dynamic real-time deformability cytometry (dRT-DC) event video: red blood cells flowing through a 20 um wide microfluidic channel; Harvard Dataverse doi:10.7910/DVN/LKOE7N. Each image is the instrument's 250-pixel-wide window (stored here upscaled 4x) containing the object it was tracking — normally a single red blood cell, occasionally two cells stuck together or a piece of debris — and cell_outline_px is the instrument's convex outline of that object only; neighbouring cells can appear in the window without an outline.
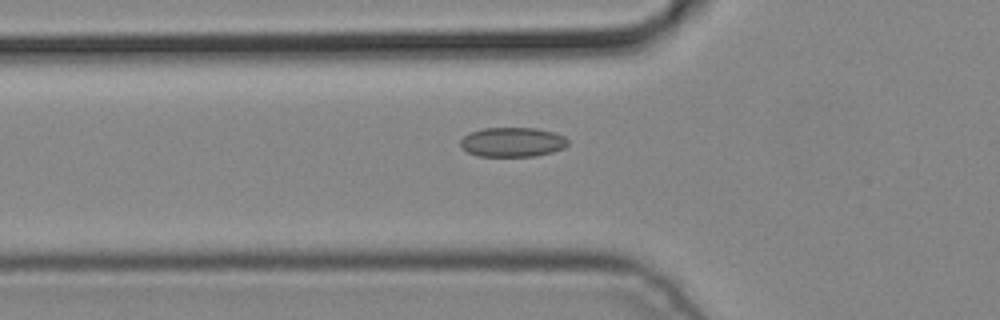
{"species": "common noctule bat (a hibernating species)", "species_latin": "Nyctalus noctula", "temperature_condition": "cold", "stored_images_in_passage": 5, "camera_frame_rate_fps": 3000, "um_per_image_px": 0.085, "animal": {"sex": "male", "body_mass_g": 19.2, "forearm_length_mm": 51.8}, "frame": {"image": 1, "passage_image": 5, "time_ms": 1.333, "image_size_px": [1000, 320], "cell_outline_px": [[568, 144], [564, 148], [552, 152], [536, 156], [476, 156], [468, 152], [460, 144], [460, 140], [468, 132], [484, 128], [536, 128], [556, 132], [564, 136], [568, 140]], "centroid_in_image_um": [43.57, 12.07], "position_along_channel_um": 82.2, "area_um2": 18.61}}